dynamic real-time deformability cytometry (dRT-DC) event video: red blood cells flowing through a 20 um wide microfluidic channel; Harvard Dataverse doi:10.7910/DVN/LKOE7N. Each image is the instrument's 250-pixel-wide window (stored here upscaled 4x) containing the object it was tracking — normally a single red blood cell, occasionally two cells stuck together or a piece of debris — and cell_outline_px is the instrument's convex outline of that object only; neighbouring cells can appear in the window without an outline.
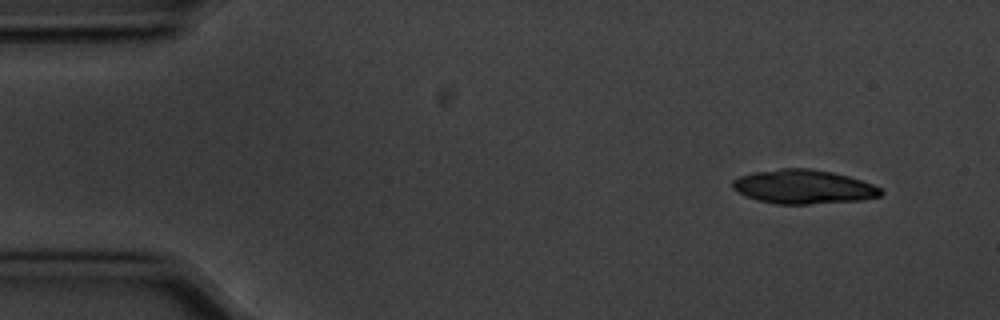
{"species": "common noctule bat (a hibernating species)", "species_latin": "Nyctalus noctula", "temperature_condition": "cold", "stored_images_in_passage": 4, "camera_frame_rate_fps": 3000, "um_per_image_px": 0.085, "animal": {"sex": "male", "body_mass_g": 20.1, "forearm_length_mm": 53.5}, "frame": {"image": 1, "passage_image": 1, "time_ms": 0.0, "image_size_px": [1000, 320], "cell_outline_px": [[884, 192], [880, 196], [864, 200], [808, 204], [776, 204], [756, 200], [732, 188], [732, 180], [740, 176], [752, 172], [784, 168], [808, 168], [832, 172], [848, 176], [872, 184], [880, 188]], "centroid_in_image_um": [68.3, 15.88], "position_along_channel_um": 16.7, "area_um2": 29.36}}